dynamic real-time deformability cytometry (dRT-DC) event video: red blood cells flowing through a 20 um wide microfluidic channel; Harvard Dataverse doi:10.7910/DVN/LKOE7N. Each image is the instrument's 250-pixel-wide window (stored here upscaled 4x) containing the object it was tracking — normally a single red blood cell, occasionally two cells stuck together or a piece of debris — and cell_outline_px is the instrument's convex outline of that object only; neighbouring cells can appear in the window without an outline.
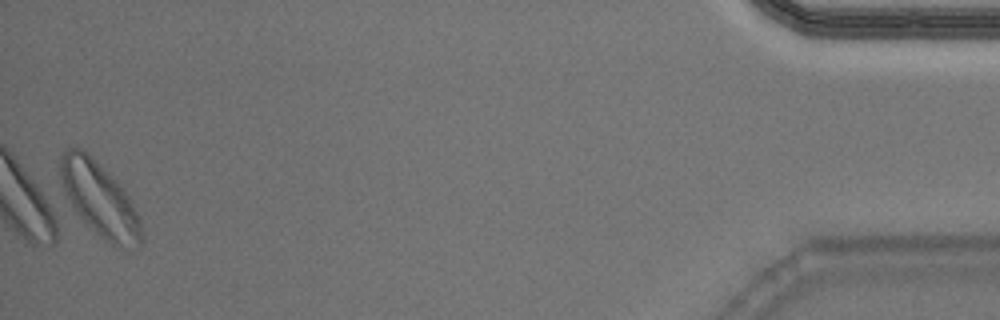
{"species": "Egyptian fruit bat (a non-hibernating species)", "species_latin": "Rousettus aegyptiacus", "temperature_condition": "warm", "stored_images_in_passage": 51, "camera_frame_rate_fps": 3000, "um_per_image_px": 0.085, "animal": {"sex": "male"}, "frame": {"image": 1, "passage_image": 51, "time_ms": 16.667, "image_size_px": [1000, 320], "cell_outline_px": [[144, 240], [140, 248], [124, 248], [112, 244], [104, 240], [76, 212], [64, 192], [60, 176], [60, 156], [64, 148], [80, 148], [88, 152], [124, 188], [140, 220]], "centroid_in_image_um": [8.48, 16.93], "position_along_channel_um": 426.7, "area_um2": 34.97}, "authors_computed_cell_mechanics": {"area_um2": 23.5824, "velocity_mm_per_s": 3.8973, "shape_relaxation_time_tau1_ms": 3.0559, "shape_relaxation_time_tau2_ms": 6.1388, "deformation_change_tau1": 0.1282, "deformation_change_tau2": 0.135}}